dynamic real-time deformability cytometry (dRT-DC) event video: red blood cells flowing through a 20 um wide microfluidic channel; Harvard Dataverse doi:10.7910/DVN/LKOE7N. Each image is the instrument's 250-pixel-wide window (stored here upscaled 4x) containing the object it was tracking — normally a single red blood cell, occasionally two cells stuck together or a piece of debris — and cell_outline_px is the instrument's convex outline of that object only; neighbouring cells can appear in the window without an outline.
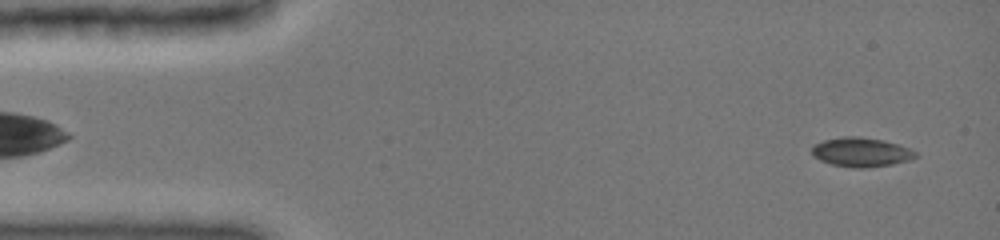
{"species": "common noctule bat (a hibernating species)", "species_latin": "Nyctalus noctula", "temperature_condition": "cold", "stored_images_in_passage": 16, "camera_frame_rate_fps": 3000, "um_per_image_px": 0.085, "animal": {"sex": "female", "body_mass_g": 19.0, "forearm_length_mm": 51.5}, "frame": {"image": 1, "passage_image": 1, "time_ms": 0.0, "image_size_px": [1000, 240], "cell_outline_px": [[920, 156], [908, 160], [892, 164], [864, 168], [852, 168], [832, 164], [820, 160], [812, 156], [812, 148], [816, 144], [824, 140], [844, 136], [860, 136], [884, 140], [908, 148], [916, 152]], "centroid_in_image_um": [73.2, 12.93], "position_along_channel_um": 11.8, "area_um2": 17.63}}
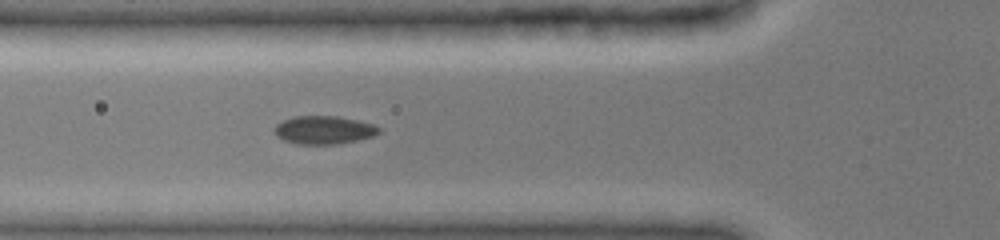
{"frame": {"image": 2, "passage_image": 10, "time_ms": 3.0, "image_size_px": [1000, 240], "cell_outline_px": [[380, 132], [372, 136], [356, 140], [336, 144], [296, 144], [284, 140], [276, 136], [272, 132], [272, 128], [276, 124], [292, 116], [336, 116], [356, 120], [372, 124], [380, 128]], "centroid_in_image_um": [27.45, 11.05], "position_along_channel_um": 98.3, "area_um2": 17.17}}
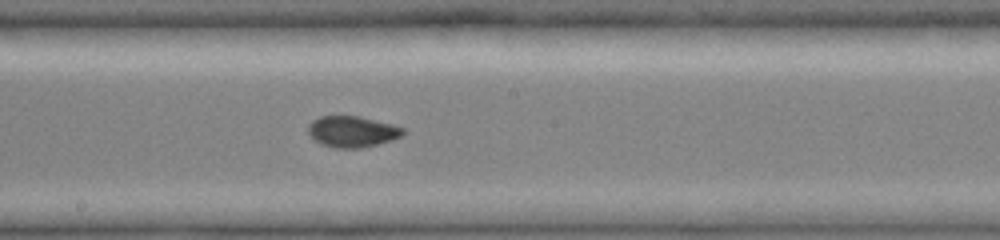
{"frame": {"image": 3, "passage_image": 16, "time_ms": 5.0, "image_size_px": [1000, 240], "cell_outline_px": [[404, 132], [400, 136], [392, 140], [360, 148], [336, 148], [320, 144], [312, 140], [308, 132], [308, 124], [312, 120], [320, 116], [360, 116], [392, 124], [404, 128]], "centroid_in_image_um": [29.89, 11.18], "position_along_channel_um": 218.3, "area_um2": 17.28}}